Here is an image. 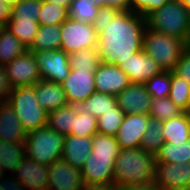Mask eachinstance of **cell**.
Instances as JSON below:
<instances>
[{"instance_id": "obj_1", "label": "cell", "mask_w": 190, "mask_h": 190, "mask_svg": "<svg viewBox=\"0 0 190 190\" xmlns=\"http://www.w3.org/2000/svg\"><path fill=\"white\" fill-rule=\"evenodd\" d=\"M92 26L98 34L97 51L104 64L119 66L132 53L142 50L147 25L140 14L102 5Z\"/></svg>"}, {"instance_id": "obj_2", "label": "cell", "mask_w": 190, "mask_h": 190, "mask_svg": "<svg viewBox=\"0 0 190 190\" xmlns=\"http://www.w3.org/2000/svg\"><path fill=\"white\" fill-rule=\"evenodd\" d=\"M155 155L140 147L121 149L116 158L112 189L154 181Z\"/></svg>"}, {"instance_id": "obj_3", "label": "cell", "mask_w": 190, "mask_h": 190, "mask_svg": "<svg viewBox=\"0 0 190 190\" xmlns=\"http://www.w3.org/2000/svg\"><path fill=\"white\" fill-rule=\"evenodd\" d=\"M6 102L13 108L26 133L47 126L48 113L37 101L34 85L12 88Z\"/></svg>"}, {"instance_id": "obj_4", "label": "cell", "mask_w": 190, "mask_h": 190, "mask_svg": "<svg viewBox=\"0 0 190 190\" xmlns=\"http://www.w3.org/2000/svg\"><path fill=\"white\" fill-rule=\"evenodd\" d=\"M142 50L157 62L162 71H173L185 50V41L146 26Z\"/></svg>"}, {"instance_id": "obj_5", "label": "cell", "mask_w": 190, "mask_h": 190, "mask_svg": "<svg viewBox=\"0 0 190 190\" xmlns=\"http://www.w3.org/2000/svg\"><path fill=\"white\" fill-rule=\"evenodd\" d=\"M190 21V12L180 0H170L146 18V25L168 36L185 41Z\"/></svg>"}, {"instance_id": "obj_6", "label": "cell", "mask_w": 190, "mask_h": 190, "mask_svg": "<svg viewBox=\"0 0 190 190\" xmlns=\"http://www.w3.org/2000/svg\"><path fill=\"white\" fill-rule=\"evenodd\" d=\"M64 135L52 130L48 125L27 133L24 141L26 156L45 166L61 159Z\"/></svg>"}, {"instance_id": "obj_7", "label": "cell", "mask_w": 190, "mask_h": 190, "mask_svg": "<svg viewBox=\"0 0 190 190\" xmlns=\"http://www.w3.org/2000/svg\"><path fill=\"white\" fill-rule=\"evenodd\" d=\"M48 166L25 156L8 179L7 190H47Z\"/></svg>"}, {"instance_id": "obj_8", "label": "cell", "mask_w": 190, "mask_h": 190, "mask_svg": "<svg viewBox=\"0 0 190 190\" xmlns=\"http://www.w3.org/2000/svg\"><path fill=\"white\" fill-rule=\"evenodd\" d=\"M98 34L92 24L71 17L61 24L60 49L67 54L89 47H97Z\"/></svg>"}, {"instance_id": "obj_9", "label": "cell", "mask_w": 190, "mask_h": 190, "mask_svg": "<svg viewBox=\"0 0 190 190\" xmlns=\"http://www.w3.org/2000/svg\"><path fill=\"white\" fill-rule=\"evenodd\" d=\"M117 156L94 155L90 153L81 169L87 189H112L113 172Z\"/></svg>"}, {"instance_id": "obj_10", "label": "cell", "mask_w": 190, "mask_h": 190, "mask_svg": "<svg viewBox=\"0 0 190 190\" xmlns=\"http://www.w3.org/2000/svg\"><path fill=\"white\" fill-rule=\"evenodd\" d=\"M153 182L158 190H190V162H156Z\"/></svg>"}, {"instance_id": "obj_11", "label": "cell", "mask_w": 190, "mask_h": 190, "mask_svg": "<svg viewBox=\"0 0 190 190\" xmlns=\"http://www.w3.org/2000/svg\"><path fill=\"white\" fill-rule=\"evenodd\" d=\"M4 67L12 88L35 85L42 79L35 55L29 50Z\"/></svg>"}, {"instance_id": "obj_12", "label": "cell", "mask_w": 190, "mask_h": 190, "mask_svg": "<svg viewBox=\"0 0 190 190\" xmlns=\"http://www.w3.org/2000/svg\"><path fill=\"white\" fill-rule=\"evenodd\" d=\"M34 55L43 80L61 84L69 75L68 54L61 49L36 52Z\"/></svg>"}, {"instance_id": "obj_13", "label": "cell", "mask_w": 190, "mask_h": 190, "mask_svg": "<svg viewBox=\"0 0 190 190\" xmlns=\"http://www.w3.org/2000/svg\"><path fill=\"white\" fill-rule=\"evenodd\" d=\"M47 190H86L81 170L59 159L48 166Z\"/></svg>"}, {"instance_id": "obj_14", "label": "cell", "mask_w": 190, "mask_h": 190, "mask_svg": "<svg viewBox=\"0 0 190 190\" xmlns=\"http://www.w3.org/2000/svg\"><path fill=\"white\" fill-rule=\"evenodd\" d=\"M94 72L95 71H75L71 69L69 75L61 83L68 104L80 106L96 92Z\"/></svg>"}, {"instance_id": "obj_15", "label": "cell", "mask_w": 190, "mask_h": 190, "mask_svg": "<svg viewBox=\"0 0 190 190\" xmlns=\"http://www.w3.org/2000/svg\"><path fill=\"white\" fill-rule=\"evenodd\" d=\"M118 67L133 84H145L147 80L162 71L157 62L143 50L132 53Z\"/></svg>"}, {"instance_id": "obj_16", "label": "cell", "mask_w": 190, "mask_h": 190, "mask_svg": "<svg viewBox=\"0 0 190 190\" xmlns=\"http://www.w3.org/2000/svg\"><path fill=\"white\" fill-rule=\"evenodd\" d=\"M96 92L117 96L131 82L128 76L114 64L100 63L94 72Z\"/></svg>"}, {"instance_id": "obj_17", "label": "cell", "mask_w": 190, "mask_h": 190, "mask_svg": "<svg viewBox=\"0 0 190 190\" xmlns=\"http://www.w3.org/2000/svg\"><path fill=\"white\" fill-rule=\"evenodd\" d=\"M149 115L125 114L116 135L120 149L140 147L142 138L148 128Z\"/></svg>"}, {"instance_id": "obj_18", "label": "cell", "mask_w": 190, "mask_h": 190, "mask_svg": "<svg viewBox=\"0 0 190 190\" xmlns=\"http://www.w3.org/2000/svg\"><path fill=\"white\" fill-rule=\"evenodd\" d=\"M116 99L124 114H149L152 97L145 84L131 83L116 96Z\"/></svg>"}, {"instance_id": "obj_19", "label": "cell", "mask_w": 190, "mask_h": 190, "mask_svg": "<svg viewBox=\"0 0 190 190\" xmlns=\"http://www.w3.org/2000/svg\"><path fill=\"white\" fill-rule=\"evenodd\" d=\"M92 148V137L67 135L64 138L61 159L81 170Z\"/></svg>"}, {"instance_id": "obj_20", "label": "cell", "mask_w": 190, "mask_h": 190, "mask_svg": "<svg viewBox=\"0 0 190 190\" xmlns=\"http://www.w3.org/2000/svg\"><path fill=\"white\" fill-rule=\"evenodd\" d=\"M37 101L49 113L68 104L65 91L60 83L41 79L34 85Z\"/></svg>"}, {"instance_id": "obj_21", "label": "cell", "mask_w": 190, "mask_h": 190, "mask_svg": "<svg viewBox=\"0 0 190 190\" xmlns=\"http://www.w3.org/2000/svg\"><path fill=\"white\" fill-rule=\"evenodd\" d=\"M26 136L13 108L6 101L0 102V140L18 143L24 142Z\"/></svg>"}, {"instance_id": "obj_22", "label": "cell", "mask_w": 190, "mask_h": 190, "mask_svg": "<svg viewBox=\"0 0 190 190\" xmlns=\"http://www.w3.org/2000/svg\"><path fill=\"white\" fill-rule=\"evenodd\" d=\"M162 134L165 143L175 144L190 138V113L183 112L181 115L162 122Z\"/></svg>"}, {"instance_id": "obj_23", "label": "cell", "mask_w": 190, "mask_h": 190, "mask_svg": "<svg viewBox=\"0 0 190 190\" xmlns=\"http://www.w3.org/2000/svg\"><path fill=\"white\" fill-rule=\"evenodd\" d=\"M25 156L24 142L12 143L0 140V165L8 179L15 172Z\"/></svg>"}, {"instance_id": "obj_24", "label": "cell", "mask_w": 190, "mask_h": 190, "mask_svg": "<svg viewBox=\"0 0 190 190\" xmlns=\"http://www.w3.org/2000/svg\"><path fill=\"white\" fill-rule=\"evenodd\" d=\"M61 25H39L29 51L36 53L60 49Z\"/></svg>"}, {"instance_id": "obj_25", "label": "cell", "mask_w": 190, "mask_h": 190, "mask_svg": "<svg viewBox=\"0 0 190 190\" xmlns=\"http://www.w3.org/2000/svg\"><path fill=\"white\" fill-rule=\"evenodd\" d=\"M79 111V106L66 104L48 113L47 125L57 133L67 136L74 128V118Z\"/></svg>"}, {"instance_id": "obj_26", "label": "cell", "mask_w": 190, "mask_h": 190, "mask_svg": "<svg viewBox=\"0 0 190 190\" xmlns=\"http://www.w3.org/2000/svg\"><path fill=\"white\" fill-rule=\"evenodd\" d=\"M79 107L82 111L95 118L100 117L103 113L116 111L119 108L116 96L100 92L93 93Z\"/></svg>"}, {"instance_id": "obj_27", "label": "cell", "mask_w": 190, "mask_h": 190, "mask_svg": "<svg viewBox=\"0 0 190 190\" xmlns=\"http://www.w3.org/2000/svg\"><path fill=\"white\" fill-rule=\"evenodd\" d=\"M156 162L185 163L190 162V138L179 143H164L155 155Z\"/></svg>"}, {"instance_id": "obj_28", "label": "cell", "mask_w": 190, "mask_h": 190, "mask_svg": "<svg viewBox=\"0 0 190 190\" xmlns=\"http://www.w3.org/2000/svg\"><path fill=\"white\" fill-rule=\"evenodd\" d=\"M21 41L5 26L0 32V65L11 62L27 51Z\"/></svg>"}, {"instance_id": "obj_29", "label": "cell", "mask_w": 190, "mask_h": 190, "mask_svg": "<svg viewBox=\"0 0 190 190\" xmlns=\"http://www.w3.org/2000/svg\"><path fill=\"white\" fill-rule=\"evenodd\" d=\"M70 68L75 71H95L101 60L97 47H89L68 54Z\"/></svg>"}, {"instance_id": "obj_30", "label": "cell", "mask_w": 190, "mask_h": 190, "mask_svg": "<svg viewBox=\"0 0 190 190\" xmlns=\"http://www.w3.org/2000/svg\"><path fill=\"white\" fill-rule=\"evenodd\" d=\"M5 26L28 49L38 32L39 22L36 19H10Z\"/></svg>"}, {"instance_id": "obj_31", "label": "cell", "mask_w": 190, "mask_h": 190, "mask_svg": "<svg viewBox=\"0 0 190 190\" xmlns=\"http://www.w3.org/2000/svg\"><path fill=\"white\" fill-rule=\"evenodd\" d=\"M162 122L149 116L148 128L142 138L140 148L145 152L156 155L165 143L162 134Z\"/></svg>"}, {"instance_id": "obj_32", "label": "cell", "mask_w": 190, "mask_h": 190, "mask_svg": "<svg viewBox=\"0 0 190 190\" xmlns=\"http://www.w3.org/2000/svg\"><path fill=\"white\" fill-rule=\"evenodd\" d=\"M169 98L184 112L190 111V84L173 71H171Z\"/></svg>"}, {"instance_id": "obj_33", "label": "cell", "mask_w": 190, "mask_h": 190, "mask_svg": "<svg viewBox=\"0 0 190 190\" xmlns=\"http://www.w3.org/2000/svg\"><path fill=\"white\" fill-rule=\"evenodd\" d=\"M68 18V8L42 1L38 17L39 25H61Z\"/></svg>"}, {"instance_id": "obj_34", "label": "cell", "mask_w": 190, "mask_h": 190, "mask_svg": "<svg viewBox=\"0 0 190 190\" xmlns=\"http://www.w3.org/2000/svg\"><path fill=\"white\" fill-rule=\"evenodd\" d=\"M184 111L176 106L169 97L154 99L152 98L149 116L165 122L173 117L181 115Z\"/></svg>"}, {"instance_id": "obj_35", "label": "cell", "mask_w": 190, "mask_h": 190, "mask_svg": "<svg viewBox=\"0 0 190 190\" xmlns=\"http://www.w3.org/2000/svg\"><path fill=\"white\" fill-rule=\"evenodd\" d=\"M69 10V17L92 24L98 14L99 5L93 0H73Z\"/></svg>"}, {"instance_id": "obj_36", "label": "cell", "mask_w": 190, "mask_h": 190, "mask_svg": "<svg viewBox=\"0 0 190 190\" xmlns=\"http://www.w3.org/2000/svg\"><path fill=\"white\" fill-rule=\"evenodd\" d=\"M149 94L154 99L169 97L171 87V71H161L145 82Z\"/></svg>"}, {"instance_id": "obj_37", "label": "cell", "mask_w": 190, "mask_h": 190, "mask_svg": "<svg viewBox=\"0 0 190 190\" xmlns=\"http://www.w3.org/2000/svg\"><path fill=\"white\" fill-rule=\"evenodd\" d=\"M93 148L91 153L103 156H118L120 146L116 140V136L96 133L92 137Z\"/></svg>"}, {"instance_id": "obj_38", "label": "cell", "mask_w": 190, "mask_h": 190, "mask_svg": "<svg viewBox=\"0 0 190 190\" xmlns=\"http://www.w3.org/2000/svg\"><path fill=\"white\" fill-rule=\"evenodd\" d=\"M97 132V118L82 111L79 107L78 114L74 118V128H72L70 135L93 137Z\"/></svg>"}, {"instance_id": "obj_39", "label": "cell", "mask_w": 190, "mask_h": 190, "mask_svg": "<svg viewBox=\"0 0 190 190\" xmlns=\"http://www.w3.org/2000/svg\"><path fill=\"white\" fill-rule=\"evenodd\" d=\"M125 114L118 108L116 111L103 113L97 118V131L101 134L116 136Z\"/></svg>"}, {"instance_id": "obj_40", "label": "cell", "mask_w": 190, "mask_h": 190, "mask_svg": "<svg viewBox=\"0 0 190 190\" xmlns=\"http://www.w3.org/2000/svg\"><path fill=\"white\" fill-rule=\"evenodd\" d=\"M42 0H21L12 8L11 19H36L38 21Z\"/></svg>"}, {"instance_id": "obj_41", "label": "cell", "mask_w": 190, "mask_h": 190, "mask_svg": "<svg viewBox=\"0 0 190 190\" xmlns=\"http://www.w3.org/2000/svg\"><path fill=\"white\" fill-rule=\"evenodd\" d=\"M170 0H131L130 11L147 18Z\"/></svg>"}, {"instance_id": "obj_42", "label": "cell", "mask_w": 190, "mask_h": 190, "mask_svg": "<svg viewBox=\"0 0 190 190\" xmlns=\"http://www.w3.org/2000/svg\"><path fill=\"white\" fill-rule=\"evenodd\" d=\"M173 72L190 84V49L185 48Z\"/></svg>"}, {"instance_id": "obj_43", "label": "cell", "mask_w": 190, "mask_h": 190, "mask_svg": "<svg viewBox=\"0 0 190 190\" xmlns=\"http://www.w3.org/2000/svg\"><path fill=\"white\" fill-rule=\"evenodd\" d=\"M12 87L9 83L8 76L4 65H0V102L6 101Z\"/></svg>"}, {"instance_id": "obj_44", "label": "cell", "mask_w": 190, "mask_h": 190, "mask_svg": "<svg viewBox=\"0 0 190 190\" xmlns=\"http://www.w3.org/2000/svg\"><path fill=\"white\" fill-rule=\"evenodd\" d=\"M12 18V7L7 0H0V22L5 26Z\"/></svg>"}, {"instance_id": "obj_45", "label": "cell", "mask_w": 190, "mask_h": 190, "mask_svg": "<svg viewBox=\"0 0 190 190\" xmlns=\"http://www.w3.org/2000/svg\"><path fill=\"white\" fill-rule=\"evenodd\" d=\"M115 190H158L154 182L138 185H128L125 187H120Z\"/></svg>"}, {"instance_id": "obj_46", "label": "cell", "mask_w": 190, "mask_h": 190, "mask_svg": "<svg viewBox=\"0 0 190 190\" xmlns=\"http://www.w3.org/2000/svg\"><path fill=\"white\" fill-rule=\"evenodd\" d=\"M131 0H110V6L117 8L119 11H129Z\"/></svg>"}, {"instance_id": "obj_47", "label": "cell", "mask_w": 190, "mask_h": 190, "mask_svg": "<svg viewBox=\"0 0 190 190\" xmlns=\"http://www.w3.org/2000/svg\"><path fill=\"white\" fill-rule=\"evenodd\" d=\"M8 177L5 176L0 165V190H7Z\"/></svg>"}, {"instance_id": "obj_48", "label": "cell", "mask_w": 190, "mask_h": 190, "mask_svg": "<svg viewBox=\"0 0 190 190\" xmlns=\"http://www.w3.org/2000/svg\"><path fill=\"white\" fill-rule=\"evenodd\" d=\"M42 1L48 2V3H56L60 6H63L69 9L73 0H42Z\"/></svg>"}, {"instance_id": "obj_49", "label": "cell", "mask_w": 190, "mask_h": 190, "mask_svg": "<svg viewBox=\"0 0 190 190\" xmlns=\"http://www.w3.org/2000/svg\"><path fill=\"white\" fill-rule=\"evenodd\" d=\"M185 48L190 49V21H189V26H188V31H187V37L185 40Z\"/></svg>"}, {"instance_id": "obj_50", "label": "cell", "mask_w": 190, "mask_h": 190, "mask_svg": "<svg viewBox=\"0 0 190 190\" xmlns=\"http://www.w3.org/2000/svg\"><path fill=\"white\" fill-rule=\"evenodd\" d=\"M97 5H110V0H93Z\"/></svg>"}, {"instance_id": "obj_51", "label": "cell", "mask_w": 190, "mask_h": 190, "mask_svg": "<svg viewBox=\"0 0 190 190\" xmlns=\"http://www.w3.org/2000/svg\"><path fill=\"white\" fill-rule=\"evenodd\" d=\"M21 0H7V3L9 6H11L12 8L17 5Z\"/></svg>"}, {"instance_id": "obj_52", "label": "cell", "mask_w": 190, "mask_h": 190, "mask_svg": "<svg viewBox=\"0 0 190 190\" xmlns=\"http://www.w3.org/2000/svg\"><path fill=\"white\" fill-rule=\"evenodd\" d=\"M180 1L187 8V10L190 12V0H180Z\"/></svg>"}, {"instance_id": "obj_53", "label": "cell", "mask_w": 190, "mask_h": 190, "mask_svg": "<svg viewBox=\"0 0 190 190\" xmlns=\"http://www.w3.org/2000/svg\"><path fill=\"white\" fill-rule=\"evenodd\" d=\"M5 26L0 22V32Z\"/></svg>"}]
</instances>
